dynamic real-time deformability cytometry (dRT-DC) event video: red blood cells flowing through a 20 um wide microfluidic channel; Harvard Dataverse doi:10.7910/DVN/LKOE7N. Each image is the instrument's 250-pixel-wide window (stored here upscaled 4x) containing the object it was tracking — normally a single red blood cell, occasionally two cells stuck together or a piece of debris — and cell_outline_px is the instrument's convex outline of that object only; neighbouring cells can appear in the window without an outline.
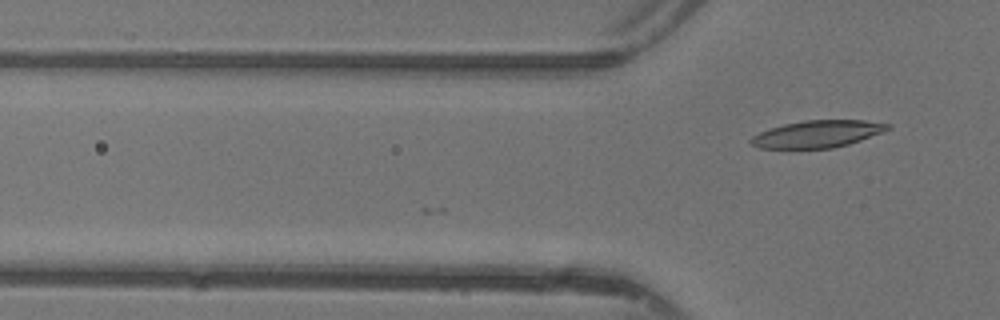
{"species": "common noctule bat (a hibernating species)", "species_latin": "Nyctalus noctula", "temperature_condition": "warm", "stored_images_in_passage": 14, "camera_frame_rate_fps": 3000, "um_per_image_px": 0.085, "animal": {"sex": "female"}, "frame": {"image": 1, "passage_image": 14, "time_ms": 4.333, "image_size_px": [1000, 320], "cell_outline_px": [[892, 128], [860, 140], [848, 144], [832, 148], [760, 148], [752, 144], [748, 140], [752, 136], [768, 128], [784, 124], [804, 120], [864, 120], [892, 124]], "centroid_in_image_um": [69.48, 11.38], "position_along_channel_um": 56.3, "area_um2": 21.56}}